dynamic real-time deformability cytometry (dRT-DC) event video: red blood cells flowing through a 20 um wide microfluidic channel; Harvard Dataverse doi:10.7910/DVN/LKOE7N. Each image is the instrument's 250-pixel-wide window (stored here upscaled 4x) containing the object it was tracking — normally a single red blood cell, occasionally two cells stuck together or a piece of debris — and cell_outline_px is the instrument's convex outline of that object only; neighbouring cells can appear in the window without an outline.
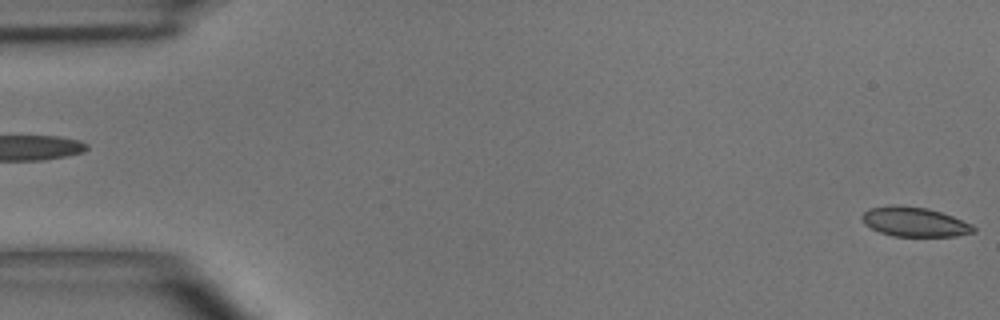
{"species": "common noctule bat (a hibernating species)", "species_latin": "Nyctalus noctula", "temperature_condition": "room temperature", "stored_images_in_passage": 5, "segment_of_instrument_passage": [2, 2], "camera_frame_rate_fps": 3000, "um_per_image_px": 0.085, "animal": {"sex": "male", "body_mass_g": 15.6}, "frame": {"image": 1, "passage_image": 5, "time_ms": 4.667, "image_size_px": [1000, 320], "cell_outline_px": [[976, 232], [956, 236], [892, 236], [880, 232], [864, 224], [860, 216], [868, 208], [892, 204], [928, 208], [952, 216], [972, 224], [976, 228]], "centroid_in_image_um": [77.72, 18.85], "position_along_channel_um": 7.3, "area_um2": 19.31}}